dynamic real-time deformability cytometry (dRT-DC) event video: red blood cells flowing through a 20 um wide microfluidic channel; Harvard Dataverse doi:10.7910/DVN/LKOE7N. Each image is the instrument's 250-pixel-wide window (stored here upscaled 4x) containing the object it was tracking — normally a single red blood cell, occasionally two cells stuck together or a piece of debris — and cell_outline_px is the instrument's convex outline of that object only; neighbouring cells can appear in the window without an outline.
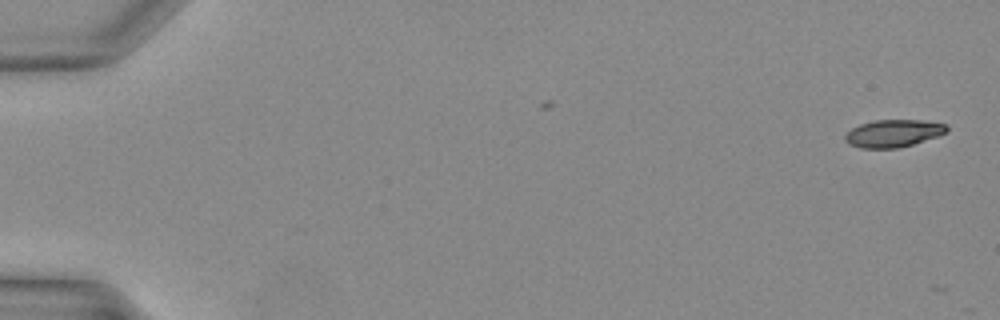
{"species": "Egyptian fruit bat (a non-hibernating species)", "species_latin": "Rousettus aegyptiacus", "temperature_condition": "warm", "stored_images_in_passage": 3, "camera_frame_rate_fps": 3000, "um_per_image_px": 0.085, "animal": {"sex": "female"}, "frame": {"image": 1, "passage_image": 1, "time_ms": 0.0, "image_size_px": [1000, 320], "cell_outline_px": [[948, 132], [900, 148], [860, 148], [848, 144], [844, 140], [844, 136], [852, 128], [860, 124], [872, 120], [920, 120], [948, 124]], "centroid_in_image_um": [75.91, 11.33], "position_along_channel_um": 9.1, "area_um2": 16.3}}